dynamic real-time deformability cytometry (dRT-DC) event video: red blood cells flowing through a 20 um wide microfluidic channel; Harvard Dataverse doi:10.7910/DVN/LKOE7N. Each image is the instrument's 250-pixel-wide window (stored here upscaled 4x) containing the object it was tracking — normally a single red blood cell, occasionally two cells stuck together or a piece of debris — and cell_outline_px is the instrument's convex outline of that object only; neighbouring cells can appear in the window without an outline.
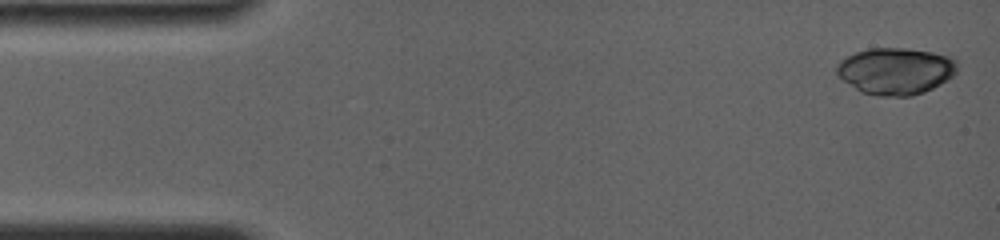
{"species": "common noctule bat (a hibernating species)", "species_latin": "Nyctalus noctula", "temperature_condition": "room temperature", "stored_images_in_passage": 9, "camera_frame_rate_fps": 4000, "um_per_image_px": 0.085, "animal": {"sex": "female", "body_mass_g": 19.0, "forearm_length_mm": 56.7}, "frame": {"image": 1, "passage_image": 1, "time_ms": 0.0, "image_size_px": [1000, 240], "cell_outline_px": [[956, 72], [948, 80], [924, 92], [912, 96], [876, 96], [860, 92], [844, 80], [836, 72], [836, 64], [840, 60], [856, 52], [868, 48], [908, 48], [932, 52], [952, 56], [956, 60]], "centroid_in_image_um": [76.13, 6.03], "position_along_channel_um": 8.9, "area_um2": 33.0}}